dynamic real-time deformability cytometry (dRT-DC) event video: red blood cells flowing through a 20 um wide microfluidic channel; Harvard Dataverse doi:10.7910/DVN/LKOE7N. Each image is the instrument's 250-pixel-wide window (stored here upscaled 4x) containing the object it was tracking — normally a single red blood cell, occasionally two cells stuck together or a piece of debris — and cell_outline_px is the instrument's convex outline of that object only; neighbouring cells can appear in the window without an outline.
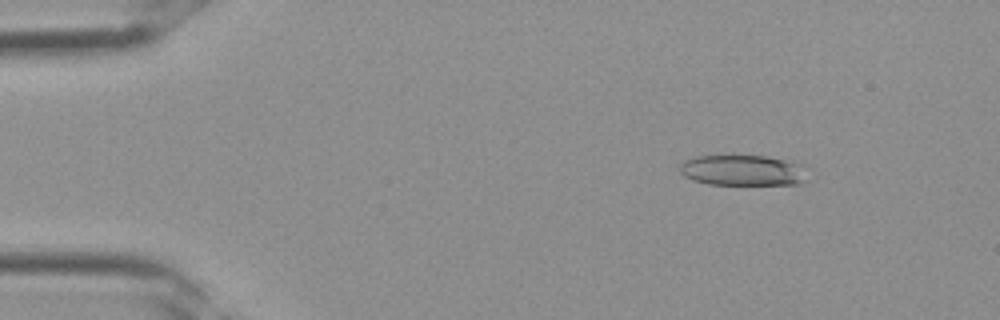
{"species": "Egyptian fruit bat (a non-hibernating species)", "species_latin": "Rousettus aegyptiacus", "temperature_condition": "room temperature", "stored_images_in_passage": 4, "camera_frame_rate_fps": 3000, "um_per_image_px": 0.085, "frame": {"image": 1, "passage_image": 2, "time_ms": 0.333, "image_size_px": [1000, 320], "cell_outline_px": [[804, 180], [800, 184], [708, 184], [692, 180], [684, 176], [680, 172], [680, 164], [684, 160], [696, 156], [768, 156], [804, 164]], "centroid_in_image_um": [63.11, 14.47], "position_along_channel_um": 21.9, "area_um2": 22.77}}
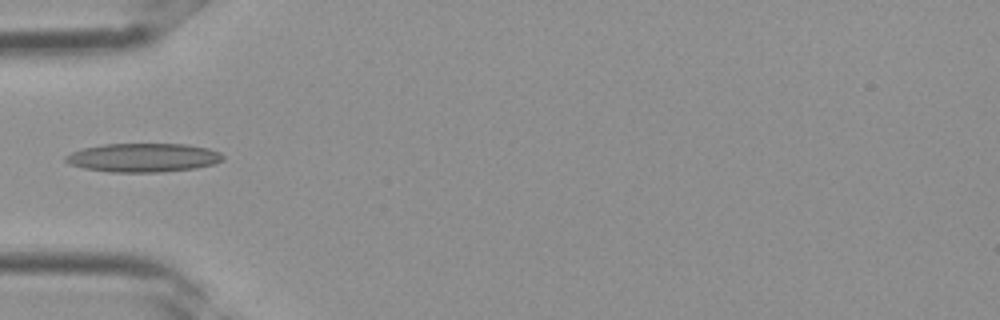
{"frame": {"image": 2, "passage_image": 4, "time_ms": 1.0, "image_size_px": [1000, 320], "cell_outline_px": [[224, 160], [216, 164], [196, 168], [160, 172], [108, 172], [84, 168], [68, 164], [64, 160], [64, 156], [72, 152], [84, 148], [104, 144], [188, 144], [208, 148], [220, 152], [224, 156]], "centroid_in_image_um": [12.2, 13.4], "position_along_channel_um": 72.8, "area_um2": 26.59}}